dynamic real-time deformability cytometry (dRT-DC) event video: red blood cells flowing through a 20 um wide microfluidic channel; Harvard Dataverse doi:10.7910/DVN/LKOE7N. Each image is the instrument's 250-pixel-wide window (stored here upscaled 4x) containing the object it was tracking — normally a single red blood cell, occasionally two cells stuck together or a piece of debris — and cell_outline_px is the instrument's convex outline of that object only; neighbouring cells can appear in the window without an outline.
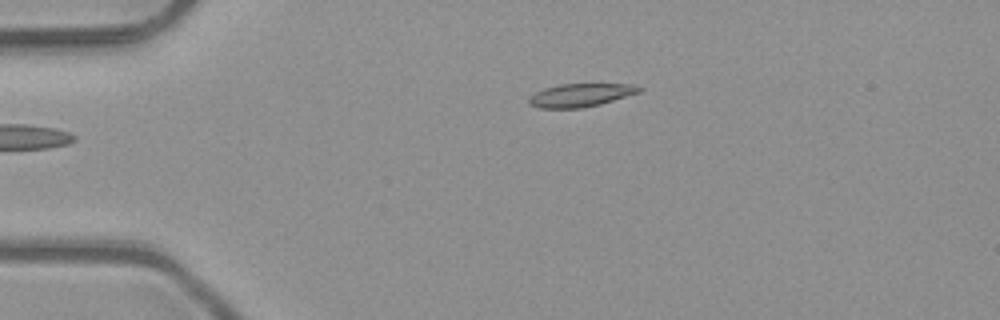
{"species": "common noctule bat (a hibernating species)", "species_latin": "Nyctalus noctula", "temperature_condition": "room temperature", "stored_images_in_passage": 3, "camera_frame_rate_fps": 3000, "um_per_image_px": 0.085, "animal": {"sex": "male", "body_mass_g": 23.1, "forearm_length_mm": 52.7}, "frame": {"image": 1, "passage_image": 3, "time_ms": 0.667, "image_size_px": [1000, 320], "cell_outline_px": [[644, 88], [640, 92], [600, 104], [584, 108], [540, 108], [528, 104], [528, 96], [544, 88], [560, 84], [636, 84]], "centroid_in_image_um": [49.35, 8.08], "position_along_channel_um": 35.7, "area_um2": 15.03}}